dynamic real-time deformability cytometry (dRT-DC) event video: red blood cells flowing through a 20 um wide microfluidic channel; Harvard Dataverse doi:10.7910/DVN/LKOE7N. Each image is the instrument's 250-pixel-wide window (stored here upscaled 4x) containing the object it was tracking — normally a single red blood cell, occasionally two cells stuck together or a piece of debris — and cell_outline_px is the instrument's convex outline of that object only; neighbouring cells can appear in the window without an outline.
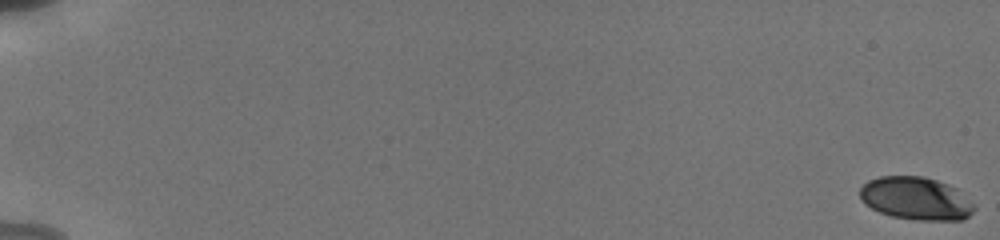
{"species": "human", "species_latin": "Homo sapiens", "temperature_condition": "cold", "stored_images_in_passage": 12, "camera_frame_rate_fps": 3000, "um_per_image_px": 0.085, "donor": {"sex": "male"}, "frame": {"image": 1, "passage_image": 1, "time_ms": 0.0, "image_size_px": [1000, 240], "cell_outline_px": [[976, 208], [964, 220], [916, 220], [892, 216], [880, 212], [872, 208], [860, 196], [860, 188], [868, 180], [880, 176], [924, 176], [948, 184], [956, 188], [976, 204]], "centroid_in_image_um": [77.9, 16.87], "position_along_channel_um": 7.1, "area_um2": 28.55}}
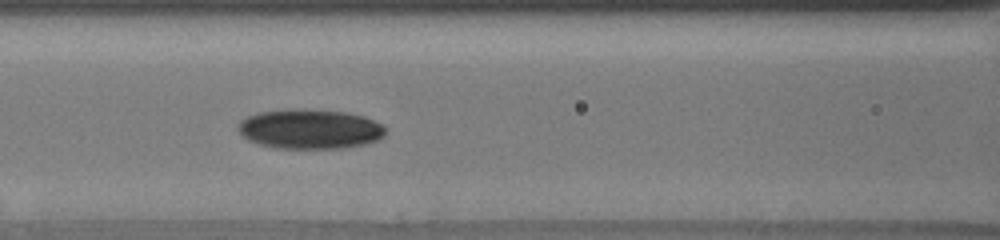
{"frame": {"image": 2, "passage_image": 11, "time_ms": 9.0, "image_size_px": [1000, 240], "cell_outline_px": [[384, 136], [376, 140], [364, 144], [344, 148], [276, 148], [260, 144], [248, 140], [236, 128], [240, 120], [248, 116], [260, 112], [292, 108], [296, 108], [348, 112], [364, 116], [380, 124], [384, 128]], "centroid_in_image_um": [26.31, 10.96], "position_along_channel_um": 140.3, "area_um2": 34.04}}
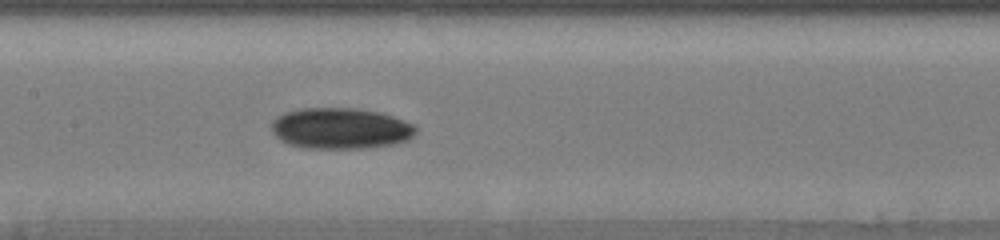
{"frame": {"image": 3, "passage_image": 12, "time_ms": 10.0, "image_size_px": [1000, 240], "cell_outline_px": [[416, 132], [408, 140], [396, 144], [368, 148], [304, 148], [288, 144], [280, 140], [272, 132], [272, 120], [276, 116], [284, 112], [300, 108], [356, 108], [376, 112], [392, 116], [404, 120], [412, 124], [416, 128]], "centroid_in_image_um": [28.92, 10.92], "position_along_channel_um": 178.5, "area_um2": 34.68}}